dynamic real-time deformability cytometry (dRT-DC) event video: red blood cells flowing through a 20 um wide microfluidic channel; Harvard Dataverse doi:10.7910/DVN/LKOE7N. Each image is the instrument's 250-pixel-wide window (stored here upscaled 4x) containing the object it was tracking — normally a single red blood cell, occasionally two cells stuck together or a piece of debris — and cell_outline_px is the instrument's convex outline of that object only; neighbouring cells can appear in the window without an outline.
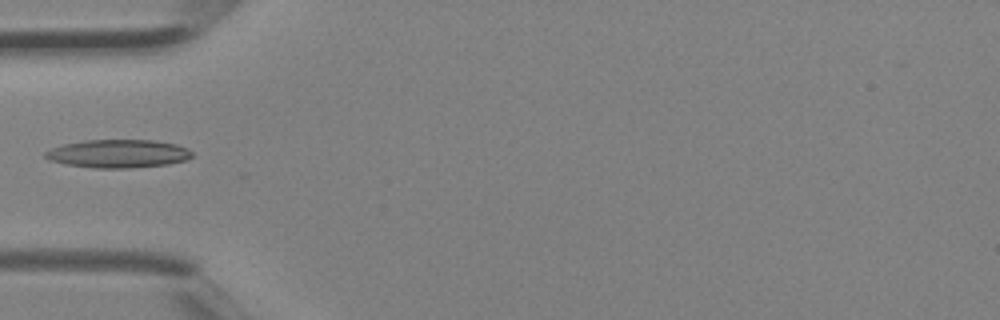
{"species": "Egyptian fruit bat (a non-hibernating species)", "species_latin": "Rousettus aegyptiacus", "temperature_condition": "room temperature", "stored_images_in_passage": 4, "camera_frame_rate_fps": 3000, "um_per_image_px": 0.085, "animal": {"sex": "female"}, "frame": {"image": 1, "passage_image": 4, "time_ms": 1.0, "image_size_px": [1000, 320], "cell_outline_px": [[192, 156], [188, 160], [168, 164], [128, 168], [96, 168], [68, 164], [48, 160], [44, 156], [44, 152], [52, 148], [64, 144], [84, 140], [156, 140], [176, 144], [188, 148], [192, 152]], "centroid_in_image_um": [10.07, 13.05], "position_along_channel_um": 74.9, "area_um2": 24.16}}